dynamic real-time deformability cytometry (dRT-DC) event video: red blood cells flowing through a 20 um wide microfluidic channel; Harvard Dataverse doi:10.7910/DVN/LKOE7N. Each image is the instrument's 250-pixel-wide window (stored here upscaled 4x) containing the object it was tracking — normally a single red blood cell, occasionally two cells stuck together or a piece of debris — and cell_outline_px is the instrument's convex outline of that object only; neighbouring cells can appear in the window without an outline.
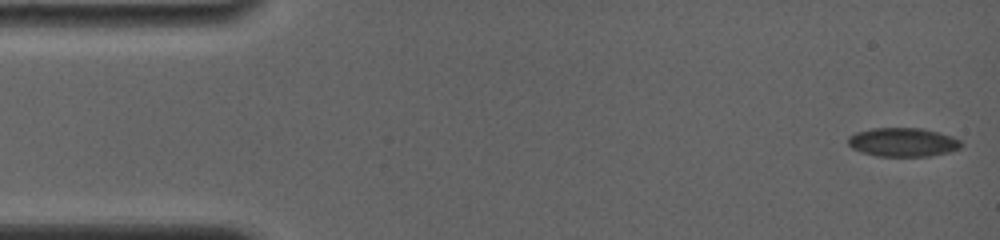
{"species": "common noctule bat (a hibernating species)", "species_latin": "Nyctalus noctula", "temperature_condition": "room temperature", "stored_images_in_passage": 29, "camera_frame_rate_fps": 4000, "um_per_image_px": 0.085, "animal": {"sex": "female", "body_mass_g": 19.0, "forearm_length_mm": 56.7}, "frame": {"image": 1, "passage_image": 1, "time_ms": 0.0, "image_size_px": [1000, 240], "cell_outline_px": [[960, 148], [948, 152], [928, 156], [876, 156], [860, 152], [852, 148], [848, 144], [848, 136], [856, 132], [872, 128], [920, 128], [952, 136], [960, 140]], "centroid_in_image_um": [76.69, 12.09], "position_along_channel_um": 8.3, "area_um2": 18.9}}
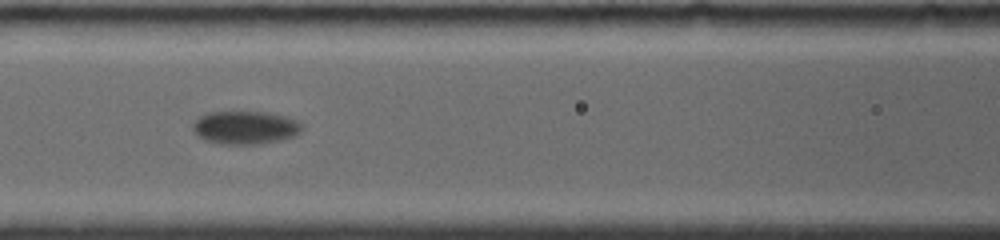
{"frame": {"image": 2, "passage_image": 13, "time_ms": 7.25, "image_size_px": [1000, 240], "cell_outline_px": [[304, 128], [296, 136], [280, 140], [256, 144], [224, 144], [208, 140], [200, 136], [192, 128], [192, 124], [200, 116], [208, 112], [268, 112], [288, 116], [296, 120]], "centroid_in_image_um": [20.9, 10.83], "position_along_channel_um": 145.7, "area_um2": 20.98}}
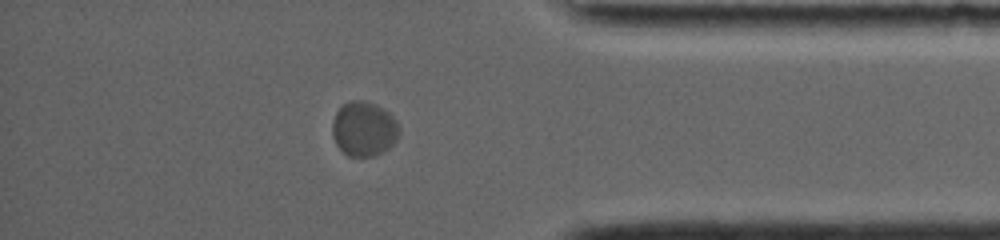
{"frame": {"image": 3, "passage_image": 25, "time_ms": 14.75, "image_size_px": [1000, 240], "cell_outline_px": [[400, 132], [396, 140], [388, 148], [376, 156], [348, 156], [336, 144], [332, 136], [332, 124], [336, 112], [348, 100], [364, 100], [376, 104], [388, 112], [396, 120], [400, 128]], "centroid_in_image_um": [30.94, 10.95], "position_along_channel_um": 404.3, "area_um2": 21.39}, "authors_computed_cell_mechanics": {"area_um2": 20.6346, "velocity_mm_per_s": 3.5675, "shape_relaxation_time_tau1_ms": 3.712, "shape_relaxation_time_tau2_ms": null, "deformation_change_tau1": 0.0963, "deformation_change_tau2": null}}